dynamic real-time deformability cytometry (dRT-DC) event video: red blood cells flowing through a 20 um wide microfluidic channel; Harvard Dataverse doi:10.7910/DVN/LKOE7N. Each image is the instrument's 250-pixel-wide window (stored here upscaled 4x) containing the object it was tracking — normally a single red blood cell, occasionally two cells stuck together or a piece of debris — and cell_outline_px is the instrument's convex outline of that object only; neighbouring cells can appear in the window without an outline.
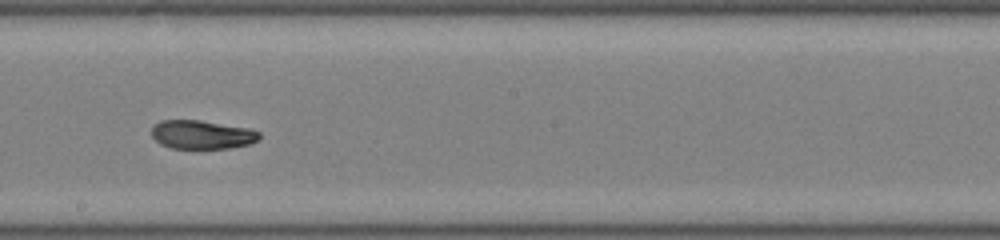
{"species": "common noctule bat (a hibernating species)", "species_latin": "Nyctalus noctula", "temperature_condition": "room temperature", "stored_images_in_passage": 38, "camera_frame_rate_fps": 3000, "um_per_image_px": 0.085, "animal": {"sex": "male", "body_mass_g": 19.0, "forearm_length_mm": 50.8}, "frame": {"image": 1, "passage_image": 17, "time_ms": 5.333, "image_size_px": [1000, 240], "cell_outline_px": [[260, 136], [256, 140], [248, 144], [228, 148], [200, 152], [172, 148], [160, 144], [152, 136], [152, 124], [160, 120], [200, 120], [248, 128], [260, 132]], "centroid_in_image_um": [17.11, 11.48], "position_along_channel_um": 231.1, "area_um2": 18.73}, "authors_computed_cell_mechanics": {"area_um2": 18.6694, "velocity_mm_per_s": 4.0671, "shape_relaxation_time_tau1_ms": 6.4325, "shape_relaxation_time_tau2_ms": 4.6666, "deformation_change_tau1": 0.2127, "deformation_change_tau2": 0.0808}}